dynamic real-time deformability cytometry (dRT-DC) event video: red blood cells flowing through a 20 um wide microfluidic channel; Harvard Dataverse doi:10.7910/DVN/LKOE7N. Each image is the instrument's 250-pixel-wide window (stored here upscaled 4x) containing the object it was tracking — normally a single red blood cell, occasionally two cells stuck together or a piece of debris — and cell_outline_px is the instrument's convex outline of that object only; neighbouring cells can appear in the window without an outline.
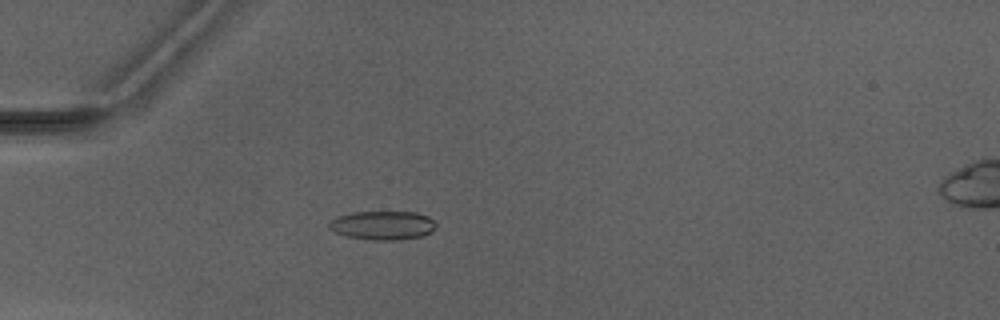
{"species": "Egyptian fruit bat (a non-hibernating species)", "species_latin": "Rousettus aegyptiacus", "temperature_condition": "warm", "stored_images_in_passage": 5, "camera_frame_rate_fps": 3000, "um_per_image_px": 0.085, "animal": {"sex": "male"}, "frame": {"image": 1, "passage_image": 4, "time_ms": 3.667, "image_size_px": [1000, 320], "cell_outline_px": [[436, 228], [432, 232], [420, 236], [396, 240], [372, 240], [344, 236], [328, 228], [328, 224], [336, 216], [352, 212], [416, 212], [428, 216], [436, 224]], "centroid_in_image_um": [32.51, 19.15], "position_along_channel_um": 52.5, "area_um2": 18.03}}